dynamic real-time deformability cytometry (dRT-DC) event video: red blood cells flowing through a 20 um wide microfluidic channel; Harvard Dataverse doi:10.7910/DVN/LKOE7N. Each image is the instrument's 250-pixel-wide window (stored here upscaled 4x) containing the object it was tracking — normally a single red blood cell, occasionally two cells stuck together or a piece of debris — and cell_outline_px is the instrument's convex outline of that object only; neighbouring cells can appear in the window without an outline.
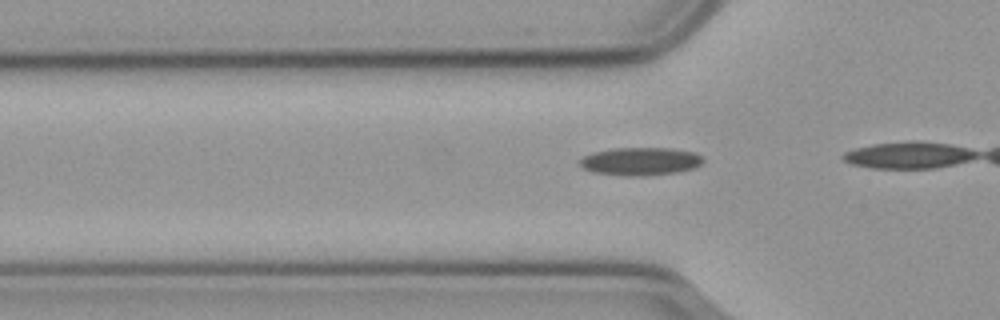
{"species": "common noctule bat (a hibernating species)", "species_latin": "Nyctalus noctula", "temperature_condition": "cold", "stored_images_in_passage": 10, "camera_frame_rate_fps": 3000, "um_per_image_px": 0.085, "animal": {"sex": "male", "body_mass_g": 23.1, "forearm_length_mm": 52.7}, "frame": {"image": 1, "passage_image": 5, "time_ms": 1.333, "image_size_px": [1000, 320], "cell_outline_px": [[704, 160], [700, 164], [692, 168], [676, 172], [640, 176], [624, 176], [592, 172], [584, 168], [580, 164], [580, 160], [584, 156], [592, 152], [612, 148], [672, 148], [696, 152], [704, 156]], "centroid_in_image_um": [54.44, 13.7], "position_along_channel_um": 71.4, "area_um2": 20.17}}
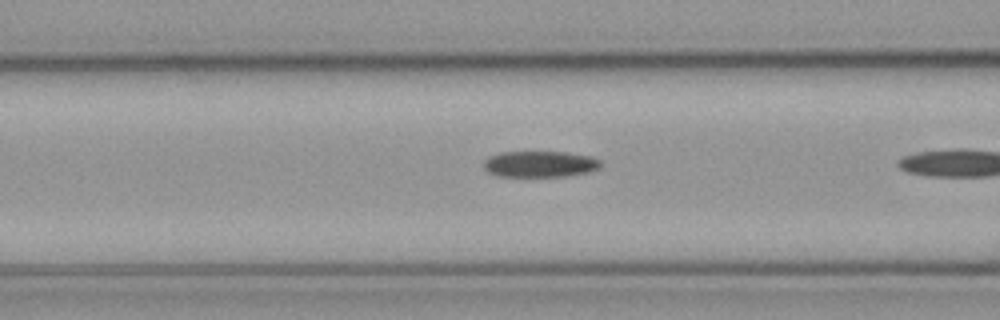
{"frame": {"image": 2, "passage_image": 9, "time_ms": 2.667, "image_size_px": [1000, 320], "cell_outline_px": [[600, 168], [588, 172], [564, 176], [500, 176], [488, 172], [484, 168], [484, 160], [500, 152], [568, 152], [592, 156], [600, 160]], "centroid_in_image_um": [45.92, 13.94], "position_along_channel_um": 120.7, "area_um2": 17.74}}